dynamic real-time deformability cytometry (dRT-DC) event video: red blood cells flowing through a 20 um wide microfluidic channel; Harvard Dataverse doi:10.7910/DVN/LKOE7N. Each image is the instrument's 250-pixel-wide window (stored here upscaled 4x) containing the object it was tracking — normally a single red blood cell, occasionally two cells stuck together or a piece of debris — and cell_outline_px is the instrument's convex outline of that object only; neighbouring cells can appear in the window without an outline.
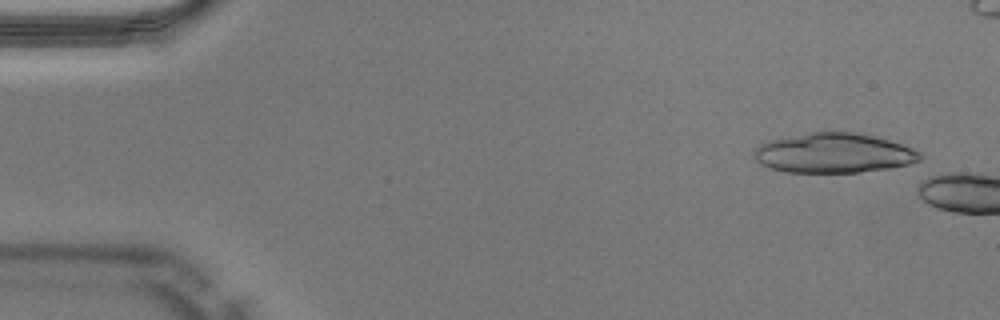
{"species": "Egyptian fruit bat (a non-hibernating species)", "species_latin": "Rousettus aegyptiacus", "temperature_condition": "warm", "stored_images_in_passage": 7, "camera_frame_rate_fps": 3000, "um_per_image_px": 0.085, "animal": {"sex": "male"}, "frame": {"image": 1, "passage_image": 3, "time_ms": 0.667, "image_size_px": [1000, 320], "cell_outline_px": [[920, 160], [908, 164], [888, 168], [856, 172], [788, 172], [772, 168], [760, 164], [756, 160], [756, 148], [760, 144], [772, 140], [812, 132], [856, 132], [888, 140], [912, 148], [920, 152]], "centroid_in_image_um": [70.88, 13.01], "position_along_channel_um": 14.1, "area_um2": 37.69}}